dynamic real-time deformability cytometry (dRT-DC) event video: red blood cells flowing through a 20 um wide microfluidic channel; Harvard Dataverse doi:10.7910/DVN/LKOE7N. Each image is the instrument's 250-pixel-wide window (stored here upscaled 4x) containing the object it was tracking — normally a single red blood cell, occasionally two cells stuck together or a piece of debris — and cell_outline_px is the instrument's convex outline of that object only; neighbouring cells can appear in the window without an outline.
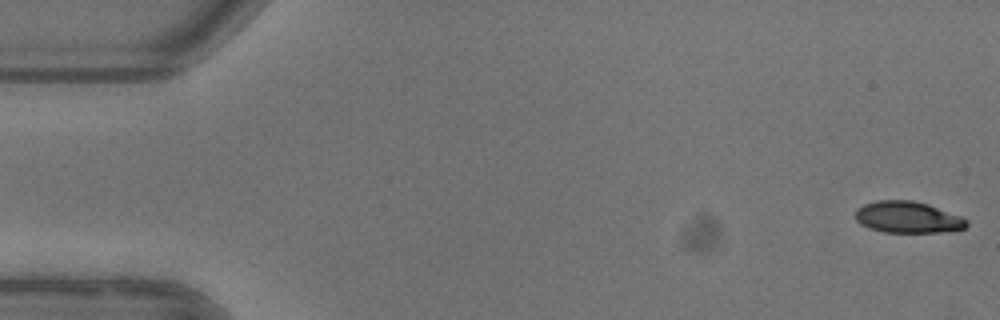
{"species": "common noctule bat (a hibernating species)", "species_latin": "Nyctalus noctula", "temperature_condition": "warm", "stored_images_in_passage": 52, "camera_frame_rate_fps": 3000, "um_per_image_px": 0.085, "animal": {"sex": "female"}, "frame": {"image": 1, "passage_image": 1, "time_ms": 0.0, "image_size_px": [1000, 320], "cell_outline_px": [[968, 224], [964, 228], [940, 232], [884, 232], [868, 228], [860, 224], [856, 220], [856, 208], [864, 204], [876, 200], [912, 200], [928, 204], [960, 216], [968, 220]], "centroid_in_image_um": [77.12, 18.46], "position_along_channel_um": 7.9, "area_um2": 20.4}}
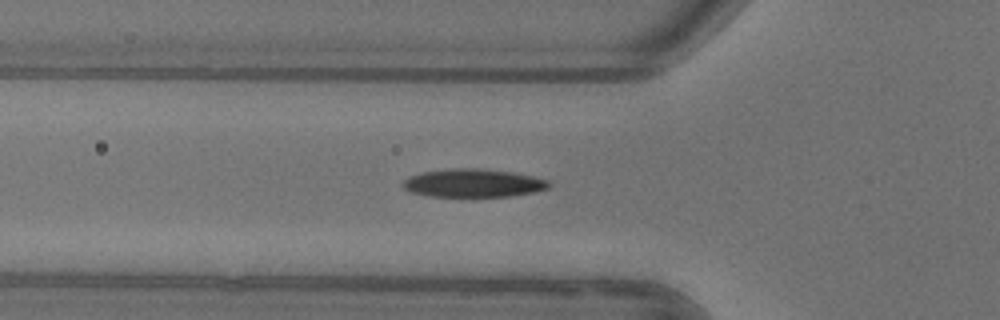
{"frame": {"image": 2, "passage_image": 18, "time_ms": 5.667, "image_size_px": [1000, 320], "cell_outline_px": [[552, 184], [548, 188], [532, 192], [508, 196], [428, 196], [412, 192], [404, 188], [404, 180], [412, 176], [424, 172], [456, 168], [480, 168], [512, 172], [532, 176], [548, 180]], "centroid_in_image_um": [40.27, 15.56], "position_along_channel_um": 85.5, "area_um2": 23.58}}
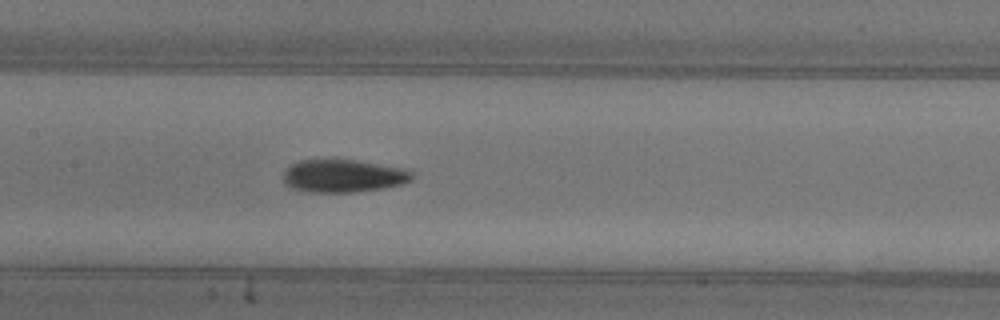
{"frame": {"image": 3, "passage_image": 25, "time_ms": 8.0, "image_size_px": [1000, 320], "cell_outline_px": [[412, 180], [404, 184], [384, 188], [352, 192], [308, 192], [292, 188], [284, 180], [284, 172], [292, 164], [300, 160], [356, 160], [408, 168], [412, 172]], "centroid_in_image_um": [29.25, 14.95], "position_along_channel_um": 178.1, "area_um2": 24.62}, "authors_computed_cell_mechanics": {"area_um2": 23.0911, "velocity_mm_per_s": 3.9296, "shape_relaxation_time_tau1_ms": 3.7214, "shape_relaxation_time_tau2_ms": 4.8275, "deformation_change_tau1": 0.1708, "deformation_change_tau2": 0.1039}}